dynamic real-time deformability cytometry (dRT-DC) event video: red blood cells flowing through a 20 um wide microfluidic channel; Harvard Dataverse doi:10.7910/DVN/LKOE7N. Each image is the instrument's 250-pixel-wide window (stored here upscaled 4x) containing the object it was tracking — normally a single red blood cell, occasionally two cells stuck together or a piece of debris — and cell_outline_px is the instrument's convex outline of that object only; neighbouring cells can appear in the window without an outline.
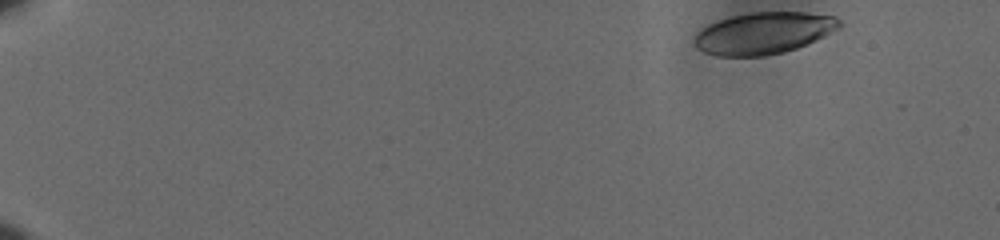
{"species": "human", "species_latin": "Homo sapiens", "temperature_condition": "cold", "stored_images_in_passage": 54, "camera_frame_rate_fps": 3000, "um_per_image_px": 0.085, "donor": {"sex": "male"}, "frame": {"image": 1, "passage_image": 1, "time_ms": 0.0, "image_size_px": [1000, 240], "cell_outline_px": [[840, 28], [808, 44], [784, 52], [764, 56], [716, 56], [704, 52], [696, 48], [692, 40], [696, 32], [700, 28], [716, 20], [748, 12], [804, 12], [836, 16], [840, 20]], "centroid_in_image_um": [64.86, 2.81], "position_along_channel_um": 20.1, "area_um2": 35.72}}
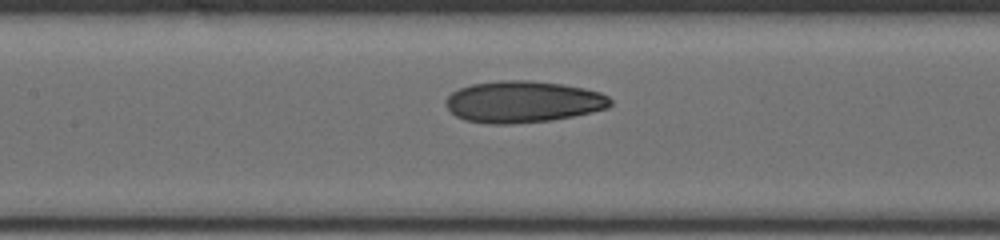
{"frame": {"image": 2, "passage_image": 26, "time_ms": 8.333, "image_size_px": [1000, 240], "cell_outline_px": [[612, 104], [608, 108], [592, 112], [552, 120], [512, 124], [488, 124], [464, 120], [456, 116], [444, 104], [444, 100], [452, 92], [460, 88], [472, 84], [500, 80], [528, 80], [564, 84], [584, 88], [600, 92], [608, 96], [612, 100]], "centroid_in_image_um": [44.45, 8.65], "position_along_channel_um": 162.9, "area_um2": 40.17}}
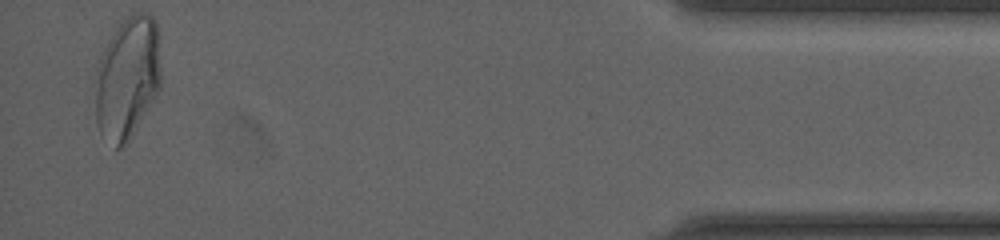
{"frame": {"image": 3, "passage_image": 53, "time_ms": 17.333, "image_size_px": [1000, 240], "cell_outline_px": [[160, 88], [128, 144], [120, 148], [116, 148], [100, 132], [96, 120], [96, 68], [100, 56], [116, 20], [132, 12], [148, 12], [156, 20], [160, 68]], "centroid_in_image_um": [10.82, 6.54], "position_along_channel_um": 424.4, "area_um2": 47.74}, "authors_computed_cell_mechanics": {"area_um2": 38.5815, "velocity_mm_per_s": 3.5923, "shape_relaxation_time_tau1_ms": 4.7327, "shape_relaxation_time_tau2_ms": 2.0842, "deformation_change_tau1": 0.1498, "deformation_change_tau2": 0.0844}}